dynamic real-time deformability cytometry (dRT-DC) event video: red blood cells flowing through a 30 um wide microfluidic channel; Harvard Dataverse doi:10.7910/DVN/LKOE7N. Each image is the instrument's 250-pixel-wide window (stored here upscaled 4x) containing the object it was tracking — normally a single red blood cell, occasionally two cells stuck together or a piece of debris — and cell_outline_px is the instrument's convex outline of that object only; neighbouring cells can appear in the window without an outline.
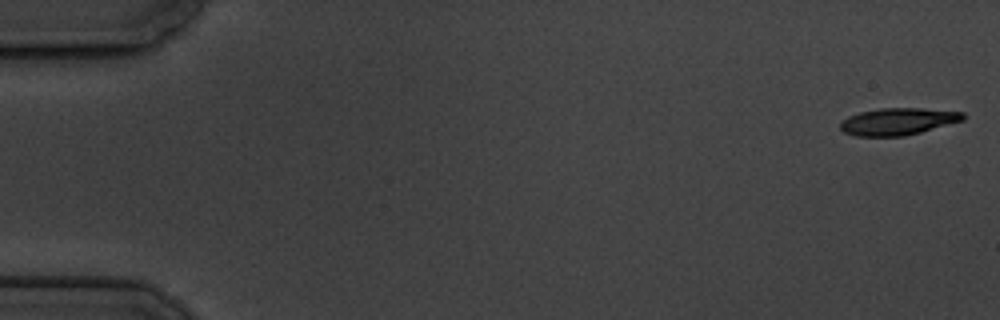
{"species": "common noctule bat (a hibernating species)", "species_latin": "Nyctalus noctula", "temperature_condition": "cold", "stored_images_in_passage": 6, "camera_frame_rate_fps": 3000, "um_per_image_px": 0.085, "animal": {"sex": "male", "body_mass_g": 19.5, "forearm_length_mm": 54.6}, "frame": {"image": 1, "passage_image": 1, "time_ms": 0.0, "image_size_px": [1000, 320], "cell_outline_px": [[964, 120], [920, 132], [904, 136], [856, 136], [844, 132], [840, 128], [840, 124], [848, 116], [860, 112], [880, 108], [920, 108], [964, 112]], "centroid_in_image_um": [76.32, 10.32], "position_along_channel_um": 8.7, "area_um2": 19.19}}
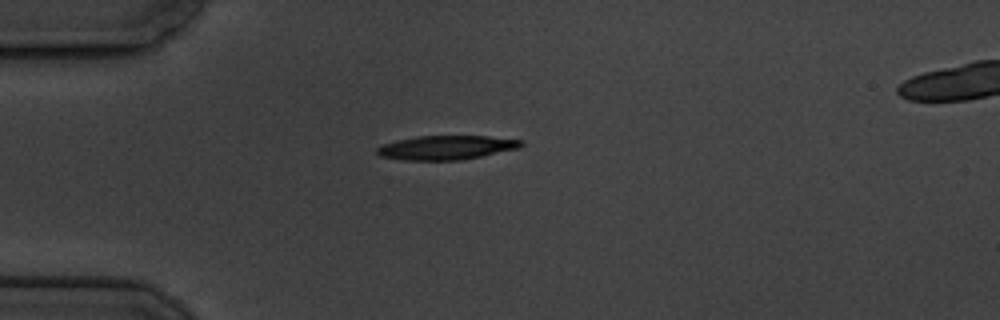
{"frame": {"image": 2, "passage_image": 5, "time_ms": 4.667, "image_size_px": [1000, 320], "cell_outline_px": [[524, 144], [520, 148], [460, 160], [404, 160], [380, 156], [376, 152], [376, 148], [384, 144], [396, 140], [420, 136], [488, 136], [524, 140]], "centroid_in_image_um": [37.96, 12.54], "position_along_channel_um": 47.0, "area_um2": 20.17}}